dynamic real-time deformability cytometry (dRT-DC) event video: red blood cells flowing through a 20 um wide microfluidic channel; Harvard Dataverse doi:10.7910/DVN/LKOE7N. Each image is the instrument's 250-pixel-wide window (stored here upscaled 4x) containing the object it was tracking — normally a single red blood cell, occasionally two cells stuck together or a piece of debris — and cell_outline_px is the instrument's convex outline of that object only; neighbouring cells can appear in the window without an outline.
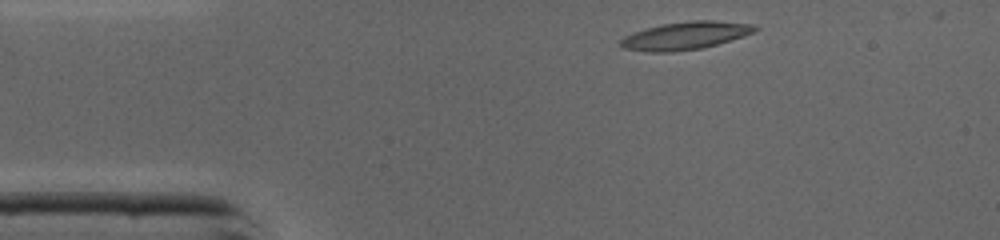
{"species": "common noctule bat (a hibernating species)", "species_latin": "Nyctalus noctula", "temperature_condition": "cold", "stored_images_in_passage": 34, "camera_frame_rate_fps": 3000, "um_per_image_px": 0.085, "animal": {"sex": "male", "body_mass_g": 19.0, "forearm_length_mm": 50.8}, "frame": {"image": 1, "passage_image": 1, "time_ms": 0.0, "image_size_px": [1000, 240], "cell_outline_px": [[760, 28], [744, 36], [716, 44], [700, 48], [672, 52], [644, 52], [624, 48], [620, 44], [620, 40], [624, 36], [660, 24], [688, 20], [712, 20], [756, 24]], "centroid_in_image_um": [58.27, 3.02], "position_along_channel_um": 26.7, "area_um2": 21.73}}
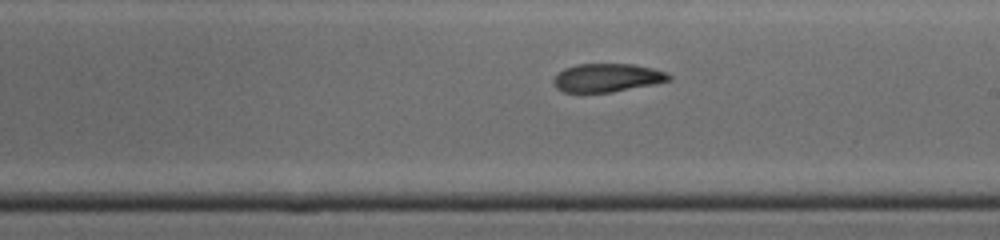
{"frame": {"image": 2, "passage_image": 19, "time_ms": 6.0, "image_size_px": [1000, 240], "cell_outline_px": [[672, 80], [612, 92], [564, 92], [556, 88], [552, 80], [564, 68], [576, 64], [632, 64], [652, 68], [668, 72], [672, 76]], "centroid_in_image_um": [51.62, 6.6], "position_along_channel_um": 237.4, "area_um2": 19.02}}
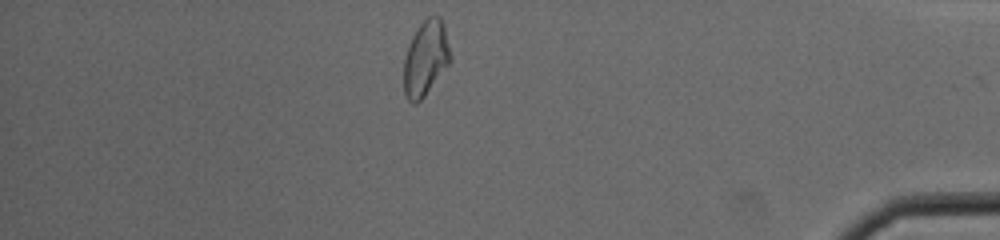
{"frame": {"image": 3, "passage_image": 33, "time_ms": 10.667, "image_size_px": [1000, 240], "cell_outline_px": [[452, 60], [424, 96], [416, 104], [412, 104], [408, 100], [404, 92], [404, 60], [412, 36], [420, 24], [428, 16], [440, 16], [444, 24], [452, 56]], "centroid_in_image_um": [36.2, 4.95], "position_along_channel_um": 399.0, "area_um2": 20.35}, "authors_computed_cell_mechanics": {"area_um2": 19.9699, "velocity_mm_per_s": 4.3785, "shape_relaxation_time_tau1_ms": 8.0874, "shape_relaxation_time_tau2_ms": 2.6728, "deformation_change_tau1": 0.2571, "deformation_change_tau2": 0.0973}}